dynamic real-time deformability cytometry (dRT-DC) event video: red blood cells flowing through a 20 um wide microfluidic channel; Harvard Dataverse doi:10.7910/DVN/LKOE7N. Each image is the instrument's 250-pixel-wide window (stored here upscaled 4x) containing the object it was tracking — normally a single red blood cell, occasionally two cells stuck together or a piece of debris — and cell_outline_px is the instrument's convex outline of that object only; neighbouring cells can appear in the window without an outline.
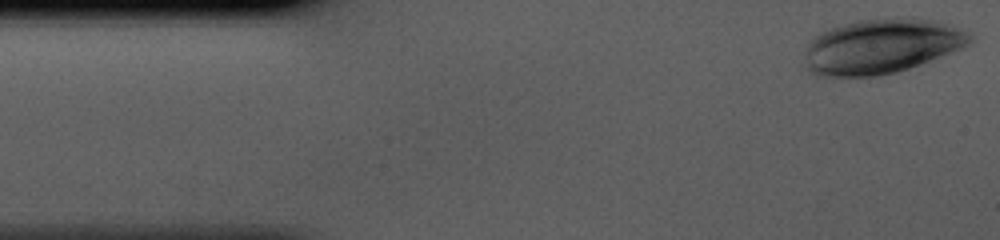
{"species": "human", "species_latin": "Homo sapiens", "temperature_condition": "cold", "stored_images_in_passage": 37, "camera_frame_rate_fps": 3000, "um_per_image_px": 0.085, "donor": {"sex": "male"}, "frame": {"image": 1, "passage_image": 1, "time_ms": 0.0, "image_size_px": [1000, 240], "cell_outline_px": [[972, 40], [968, 44], [960, 48], [920, 64], [896, 72], [876, 76], [816, 76], [808, 72], [804, 64], [804, 52], [808, 44], [820, 32], [856, 20], [892, 16], [912, 16], [932, 20], [968, 32], [972, 36]], "centroid_in_image_um": [74.86, 3.92], "position_along_channel_um": 10.1, "area_um2": 52.94}}
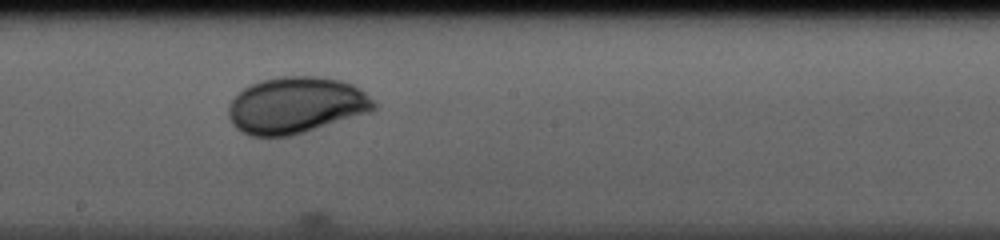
{"frame": {"image": 2, "passage_image": 22, "time_ms": 7.0, "image_size_px": [1000, 240], "cell_outline_px": [[376, 108], [372, 112], [292, 136], [252, 136], [240, 132], [232, 124], [228, 116], [228, 104], [236, 92], [260, 80], [280, 76], [320, 76], [340, 80], [352, 84], [360, 88], [376, 104]], "centroid_in_image_um": [25.14, 8.95], "position_along_channel_um": 223.1, "area_um2": 48.38}}
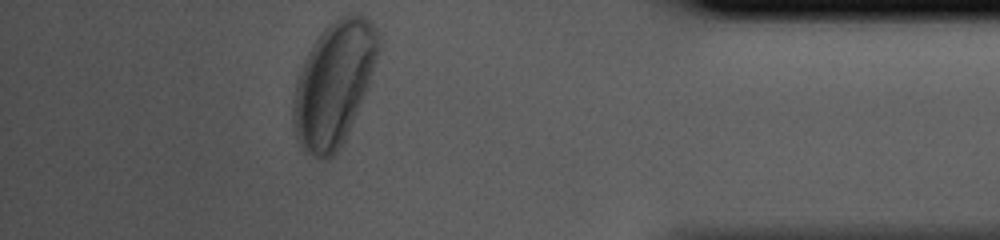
{"frame": {"image": 3, "passage_image": 37, "time_ms": 12.0, "image_size_px": [1000, 240], "cell_outline_px": [[380, 44], [368, 84], [344, 144], [328, 160], [320, 160], [300, 148], [296, 140], [292, 128], [292, 108], [296, 84], [304, 60], [312, 44], [340, 16], [356, 12], [360, 12], [368, 16], [376, 28], [380, 36]], "centroid_in_image_um": [28.37, 7.16], "position_along_channel_um": 406.8, "area_um2": 61.44}}